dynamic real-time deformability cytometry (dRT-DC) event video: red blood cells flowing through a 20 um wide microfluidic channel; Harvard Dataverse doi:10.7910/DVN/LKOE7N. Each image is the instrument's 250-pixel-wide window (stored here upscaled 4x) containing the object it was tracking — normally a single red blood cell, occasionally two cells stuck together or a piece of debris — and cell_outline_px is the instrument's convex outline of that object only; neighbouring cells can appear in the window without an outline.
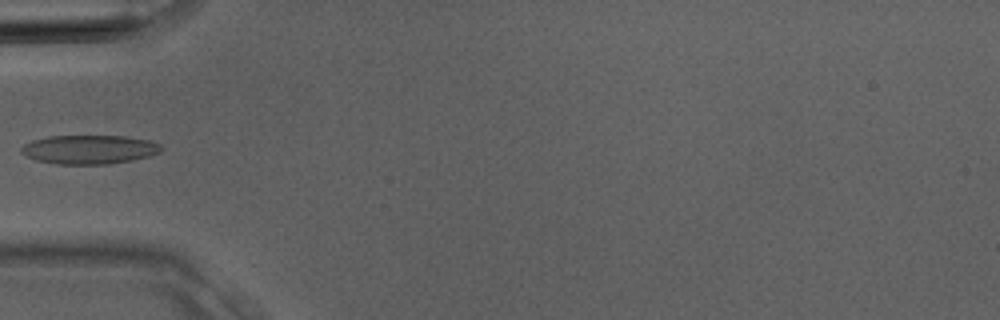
{"species": "Egyptian fruit bat (a non-hibernating species)", "species_latin": "Rousettus aegyptiacus", "temperature_condition": "room temperature", "stored_images_in_passage": 3, "camera_frame_rate_fps": 3000, "um_per_image_px": 0.085, "animal": {"sex": "male"}, "frame": {"image": 1, "passage_image": 3, "time_ms": 0.667, "image_size_px": [1000, 320], "cell_outline_px": [[164, 148], [160, 152], [148, 156], [132, 160], [108, 164], [56, 164], [36, 160], [20, 152], [20, 148], [24, 144], [32, 140], [48, 136], [124, 136], [152, 140], [160, 144]], "centroid_in_image_um": [7.6, 12.7], "position_along_channel_um": 77.4, "area_um2": 23.7}}